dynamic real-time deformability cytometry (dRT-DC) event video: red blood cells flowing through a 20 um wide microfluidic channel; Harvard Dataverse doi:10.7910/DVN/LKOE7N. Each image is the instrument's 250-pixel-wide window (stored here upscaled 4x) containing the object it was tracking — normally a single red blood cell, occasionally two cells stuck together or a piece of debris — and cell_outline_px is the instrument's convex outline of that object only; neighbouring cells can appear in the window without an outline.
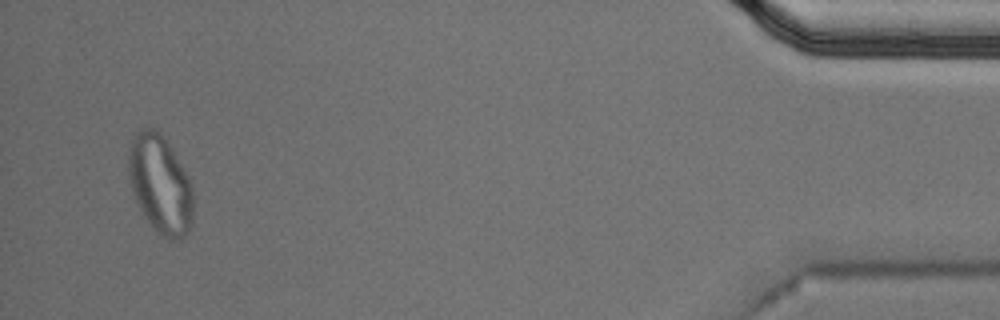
{"species": "Egyptian fruit bat (a non-hibernating species)", "species_latin": "Rousettus aegyptiacus", "temperature_condition": "cold", "stored_images_in_passage": 48, "segment_of_instrument_passage": [2, 2], "camera_frame_rate_fps": 3000, "um_per_image_px": 0.085, "animal": {"sex": "male"}, "frame": {"image": 1, "passage_image": 46, "time_ms": 15.0, "image_size_px": [1000, 320], "cell_outline_px": [[192, 224], [188, 232], [172, 240], [168, 240], [160, 236], [156, 232], [144, 216], [132, 192], [128, 176], [128, 156], [132, 140], [136, 132], [140, 128], [156, 128], [160, 132], [168, 144], [188, 176], [192, 188]], "centroid_in_image_um": [13.6, 15.67], "position_along_channel_um": 421.6, "area_um2": 36.88}}